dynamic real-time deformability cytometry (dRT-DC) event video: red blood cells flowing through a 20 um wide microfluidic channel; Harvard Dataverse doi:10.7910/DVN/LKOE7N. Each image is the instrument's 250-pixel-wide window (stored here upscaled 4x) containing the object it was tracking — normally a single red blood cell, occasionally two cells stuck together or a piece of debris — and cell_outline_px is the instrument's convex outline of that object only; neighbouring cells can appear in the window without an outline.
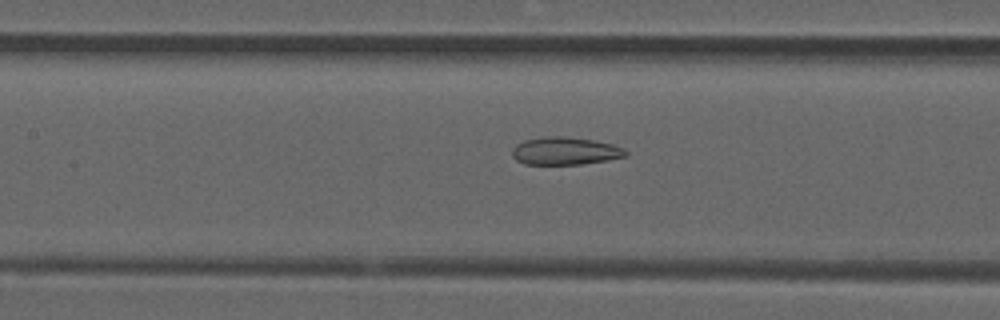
{"species": "common noctule bat (a hibernating species)", "species_latin": "Nyctalus noctula", "temperature_condition": "room temperature", "stored_images_in_passage": 34, "camera_frame_rate_fps": 3000, "um_per_image_px": 0.085, "animal": {"sex": "male", "forearm_length_mm": 52.5}, "frame": {"image": 1, "passage_image": 17, "time_ms": 5.333, "image_size_px": [1000, 320], "cell_outline_px": [[628, 156], [608, 160], [580, 164], [524, 164], [516, 160], [512, 156], [512, 148], [516, 144], [524, 140], [544, 136], [564, 136], [592, 140], [612, 144], [624, 148], [628, 152]], "centroid_in_image_um": [48.03, 12.83], "position_along_channel_um": 159.4, "area_um2": 18.44}}
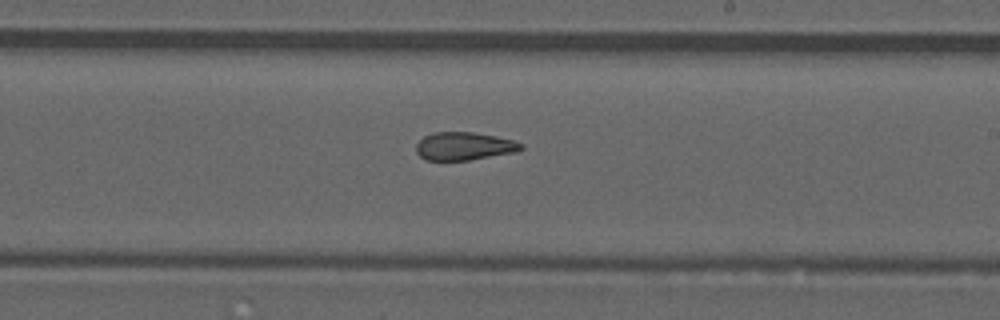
{"frame": {"image": 2, "passage_image": 24, "time_ms": 7.667, "image_size_px": [1000, 320], "cell_outline_px": [[524, 148], [516, 152], [468, 160], [424, 160], [416, 152], [416, 144], [424, 136], [432, 132], [472, 132], [496, 136], [512, 140], [524, 144]], "centroid_in_image_um": [39.44, 12.42], "position_along_channel_um": 249.6, "area_um2": 17.17}}
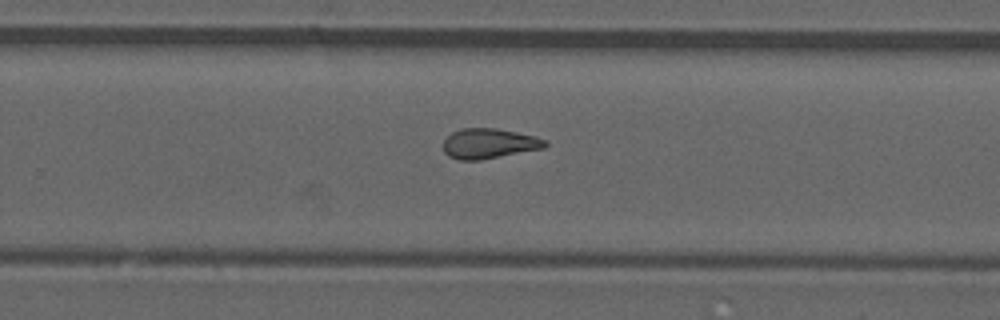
{"frame": {"image": 3, "passage_image": 27, "time_ms": 8.667, "image_size_px": [1000, 320], "cell_outline_px": [[548, 144], [544, 148], [480, 160], [460, 160], [448, 156], [444, 152], [444, 140], [452, 132], [464, 128], [496, 128], [516, 132], [548, 140]], "centroid_in_image_um": [41.57, 12.2], "position_along_channel_um": 288.2, "area_um2": 17.74}, "authors_computed_cell_mechanics": {"area_um2": 18.2359, "velocity_mm_per_s": 3.8875, "shape_relaxation_time_tau1_ms": null, "shape_relaxation_time_tau2_ms": 2.6766, "deformation_change_tau1": null, "deformation_change_tau2": 0.1046}}